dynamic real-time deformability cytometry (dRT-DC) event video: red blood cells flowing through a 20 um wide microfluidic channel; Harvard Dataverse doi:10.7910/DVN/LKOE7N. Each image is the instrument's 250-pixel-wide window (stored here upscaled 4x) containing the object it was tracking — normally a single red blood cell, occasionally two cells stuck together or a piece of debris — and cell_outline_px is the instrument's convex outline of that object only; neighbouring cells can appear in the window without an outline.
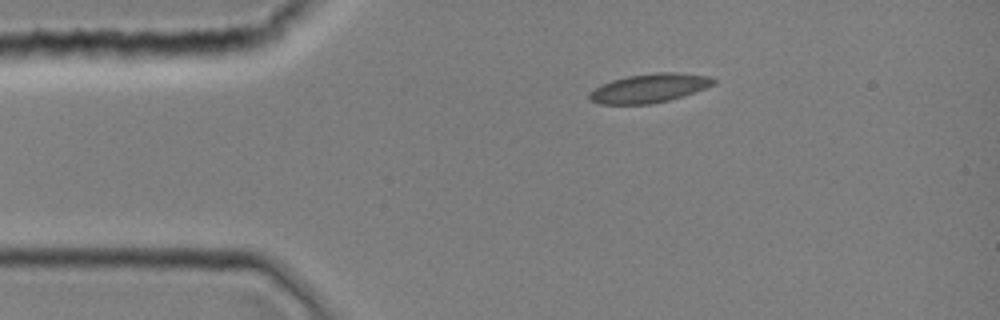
{"species": "common noctule bat (a hibernating species)", "species_latin": "Nyctalus noctula", "temperature_condition": "room temperature", "stored_images_in_passage": 3, "camera_frame_rate_fps": 3000, "um_per_image_px": 0.085, "animal": {"sex": "female", "body_mass_g": 19.0, "forearm_length_mm": 51.5}, "frame": {"image": 1, "passage_image": 1, "time_ms": 0.0, "image_size_px": [1000, 320], "cell_outline_px": [[716, 84], [668, 100], [652, 104], [600, 104], [592, 100], [588, 96], [588, 92], [600, 84], [612, 80], [628, 76], [656, 72], [676, 72], [712, 76], [716, 80]], "centroid_in_image_um": [55.18, 7.48], "position_along_channel_um": 29.8, "area_um2": 20.87}}